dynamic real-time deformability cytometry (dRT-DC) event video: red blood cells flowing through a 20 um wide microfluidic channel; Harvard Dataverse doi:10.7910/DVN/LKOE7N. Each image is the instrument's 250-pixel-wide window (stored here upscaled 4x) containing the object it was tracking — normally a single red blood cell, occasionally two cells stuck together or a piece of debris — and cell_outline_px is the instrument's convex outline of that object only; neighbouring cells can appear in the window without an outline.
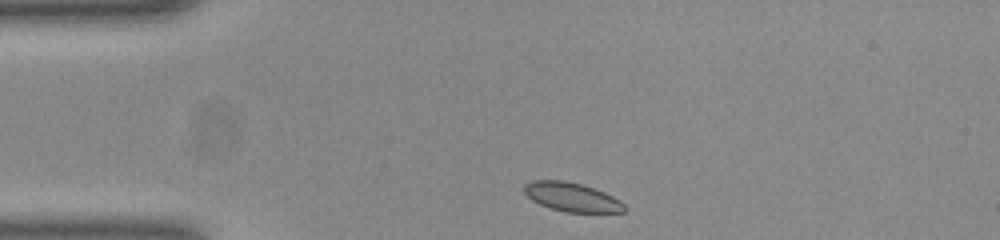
{"species": "common noctule bat (a hibernating species)", "species_latin": "Nyctalus noctula", "temperature_condition": "room temperature", "stored_images_in_passage": 34, "camera_frame_rate_fps": 3000, "um_per_image_px": 0.085, "animal": {"sex": "female", "body_mass_g": 23.0, "forearm_length_mm": 53.4}, "frame": {"image": 1, "passage_image": 1, "time_ms": 0.0, "image_size_px": [1000, 240], "cell_outline_px": [[624, 212], [564, 212], [540, 204], [532, 200], [524, 192], [524, 184], [532, 180], [564, 180], [580, 184], [604, 192], [620, 200], [624, 204]], "centroid_in_image_um": [48.58, 16.74], "position_along_channel_um": 36.4, "area_um2": 16.7}}
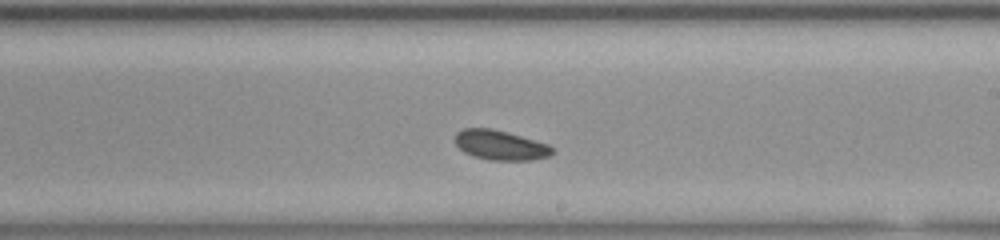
{"frame": {"image": 2, "passage_image": 20, "time_ms": 6.333, "image_size_px": [1000, 240], "cell_outline_px": [[556, 152], [548, 156], [532, 160], [488, 160], [472, 156], [464, 152], [456, 144], [456, 132], [464, 128], [492, 128], [508, 132], [548, 144], [556, 148]], "centroid_in_image_um": [42.56, 12.34], "position_along_channel_um": 246.4, "area_um2": 16.99}}
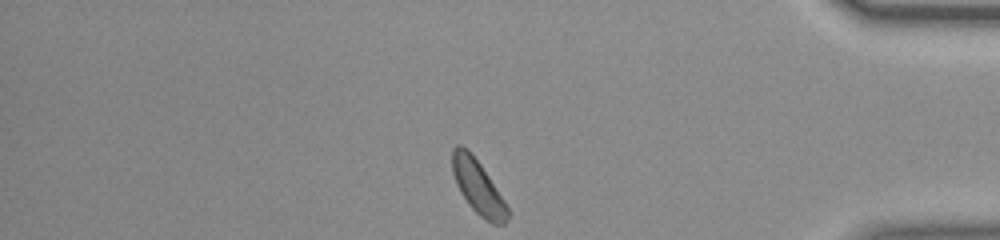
{"frame": {"image": 3, "passage_image": 34, "time_ms": 11.0, "image_size_px": [1000, 240], "cell_outline_px": [[512, 212], [504, 224], [492, 224], [480, 216], [468, 204], [460, 192], [456, 184], [452, 172], [452, 148], [456, 144], [460, 144], [468, 148], [480, 164]], "centroid_in_image_um": [40.63, 15.89], "position_along_channel_um": 394.6, "area_um2": 17.51}, "authors_computed_cell_mechanics": {"area_um2": 17.1666, "velocity_mm_per_s": 3.8707, "shape_relaxation_time_tau1_ms": 5.0914, "shape_relaxation_time_tau2_ms": null, "deformation_change_tau1": 0.0903, "deformation_change_tau2": null}}